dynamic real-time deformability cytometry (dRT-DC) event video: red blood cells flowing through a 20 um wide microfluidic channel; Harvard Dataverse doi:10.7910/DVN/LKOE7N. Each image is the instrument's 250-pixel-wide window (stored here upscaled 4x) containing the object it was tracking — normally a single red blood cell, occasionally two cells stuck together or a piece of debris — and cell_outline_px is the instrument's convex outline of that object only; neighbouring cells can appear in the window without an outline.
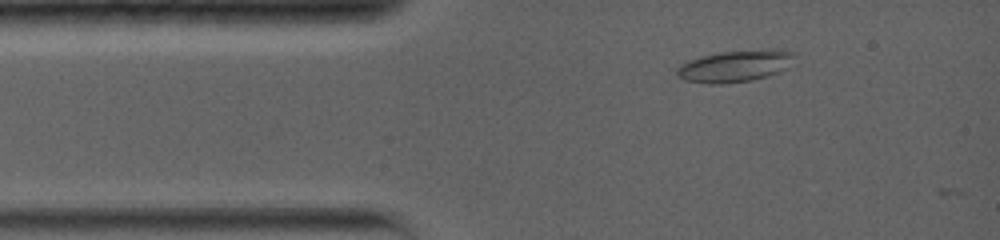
{"species": "common noctule bat (a hibernating species)", "species_latin": "Nyctalus noctula", "temperature_condition": "warm", "stored_images_in_passage": 11, "camera_frame_rate_fps": 5000, "um_per_image_px": 0.085, "animal": {"sex": "female", "body_mass_g": 19.0, "forearm_length_mm": 56.7}, "frame": {"image": 1, "passage_image": 4, "time_ms": 1.4, "image_size_px": [1000, 240], "cell_outline_px": [[796, 52], [788, 68], [780, 72], [768, 76], [752, 80], [720, 84], [708, 84], [684, 80], [676, 76], [676, 68], [680, 64], [688, 60], [700, 56], [720, 52], [760, 48], [780, 48]], "centroid_in_image_um": [62.51, 5.59], "position_along_channel_um": 22.5, "area_um2": 22.43}}
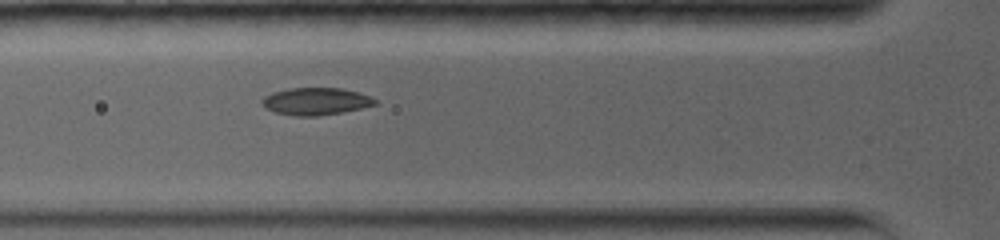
{"frame": {"image": 2, "passage_image": 8, "time_ms": 4.2, "image_size_px": [1000, 240], "cell_outline_px": [[376, 104], [360, 108], [340, 112], [316, 116], [296, 116], [276, 112], [264, 108], [260, 104], [260, 100], [264, 96], [272, 92], [288, 88], [340, 88], [360, 92], [376, 100]], "centroid_in_image_um": [26.77, 8.6], "position_along_channel_um": 99.0, "area_um2": 17.92}}
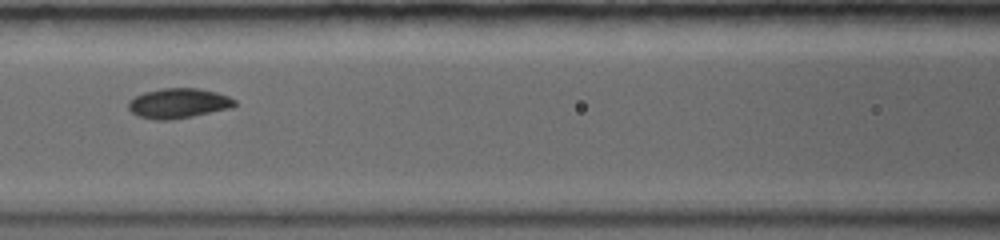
{"frame": {"image": 3, "passage_image": 10, "time_ms": 5.6, "image_size_px": [1000, 240], "cell_outline_px": [[236, 104], [232, 108], [172, 120], [152, 120], [136, 116], [128, 108], [128, 100], [144, 92], [160, 88], [200, 88], [216, 92], [228, 96], [236, 100]], "centroid_in_image_um": [15.15, 8.78], "position_along_channel_um": 151.5, "area_um2": 18.79}}